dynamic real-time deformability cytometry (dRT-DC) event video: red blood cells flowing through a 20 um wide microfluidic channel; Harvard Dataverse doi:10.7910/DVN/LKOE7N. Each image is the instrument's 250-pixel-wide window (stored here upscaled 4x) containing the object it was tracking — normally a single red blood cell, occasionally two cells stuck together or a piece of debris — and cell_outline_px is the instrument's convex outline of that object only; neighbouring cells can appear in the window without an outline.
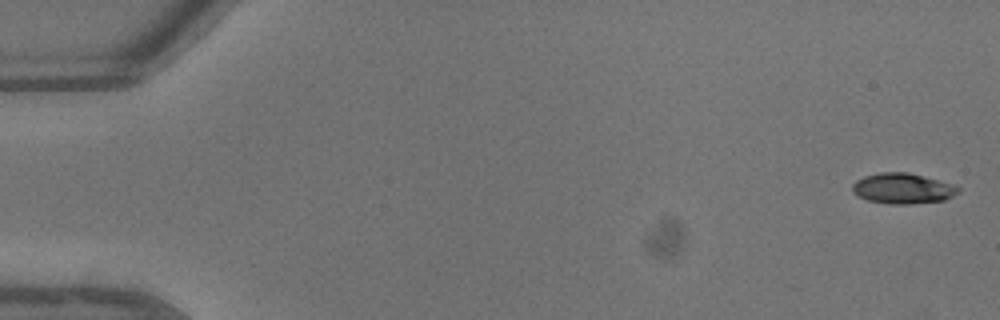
{"species": "common noctule bat (a hibernating species)", "species_latin": "Nyctalus noctula", "temperature_condition": "warm", "stored_images_in_passage": 18, "camera_frame_rate_fps": 3000, "um_per_image_px": 0.085, "animal": {"sex": "male", "body_mass_g": 13.3}, "frame": {"image": 1, "passage_image": 1, "time_ms": 0.0, "image_size_px": [1000, 320], "cell_outline_px": [[960, 192], [944, 200], [912, 204], [888, 204], [868, 200], [852, 192], [852, 184], [856, 180], [864, 176], [880, 172], [908, 172], [936, 180], [960, 188]], "centroid_in_image_um": [76.69, 16.02], "position_along_channel_um": 8.3, "area_um2": 18.61}}
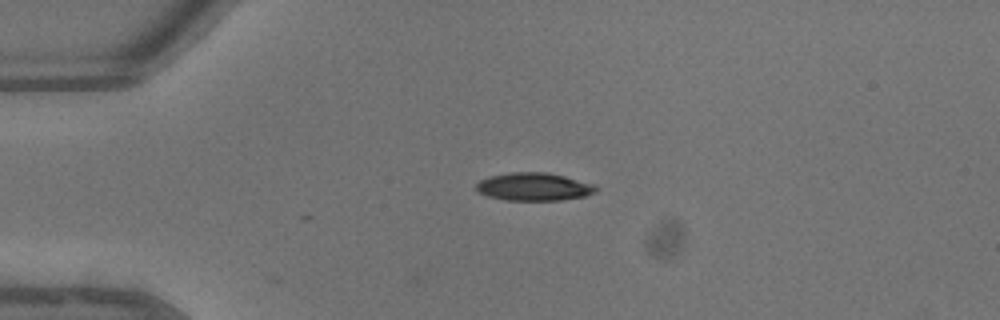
{"frame": {"image": 2, "passage_image": 11, "time_ms": 3.333, "image_size_px": [1000, 320], "cell_outline_px": [[600, 188], [596, 192], [584, 196], [560, 200], [504, 200], [488, 196], [476, 192], [476, 184], [480, 180], [488, 176], [512, 172], [544, 172], [564, 176], [596, 184]], "centroid_in_image_um": [45.38, 15.87], "position_along_channel_um": 39.6, "area_um2": 19.65}}